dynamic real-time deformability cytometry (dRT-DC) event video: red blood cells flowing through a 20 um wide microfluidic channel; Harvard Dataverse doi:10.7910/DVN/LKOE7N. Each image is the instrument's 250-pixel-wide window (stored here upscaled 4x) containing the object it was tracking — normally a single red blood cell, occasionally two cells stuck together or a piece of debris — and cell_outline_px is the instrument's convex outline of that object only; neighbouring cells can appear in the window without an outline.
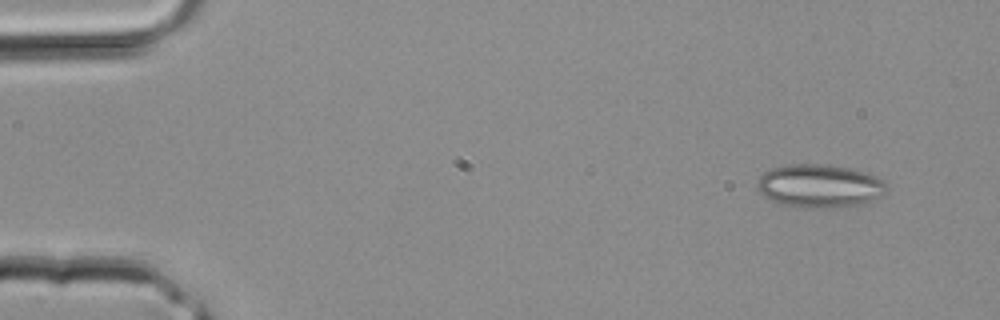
{"species": "common noctule bat (a hibernating species)", "species_latin": "Nyctalus noctula", "temperature_condition": "room temperature", "stored_images_in_passage": 4, "camera_frame_rate_fps": 3000, "um_per_image_px": 0.085, "animal": {"sex": "male", "body_mass_g": 20.4}, "frame": {"image": 1, "passage_image": 1, "time_ms": 0.0, "image_size_px": [1000, 320], "cell_outline_px": [[888, 188], [880, 196], [872, 200], [840, 208], [804, 208], [780, 204], [764, 196], [756, 188], [756, 184], [760, 176], [764, 172], [772, 168], [788, 164], [816, 164], [848, 168], [864, 172], [876, 176], [884, 180], [888, 184]], "centroid_in_image_um": [69.65, 15.82], "position_along_channel_um": 15.4, "area_um2": 32.66}}